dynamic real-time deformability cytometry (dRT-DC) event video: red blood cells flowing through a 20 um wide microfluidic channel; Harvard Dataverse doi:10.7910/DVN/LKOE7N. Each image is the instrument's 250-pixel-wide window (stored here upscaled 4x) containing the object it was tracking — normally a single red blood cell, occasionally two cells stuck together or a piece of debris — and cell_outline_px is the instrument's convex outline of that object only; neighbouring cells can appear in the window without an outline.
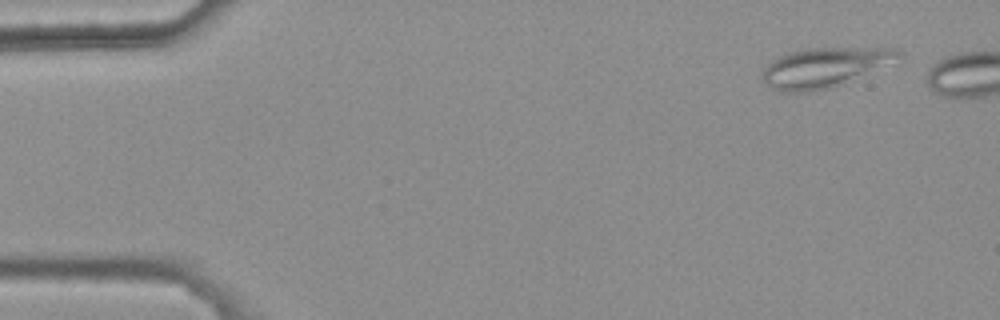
{"species": "common noctule bat (a hibernating species)", "species_latin": "Nyctalus noctula", "temperature_condition": "warm", "stored_images_in_passage": 5, "camera_frame_rate_fps": 3000, "um_per_image_px": 0.085, "animal": {"sex": "female", "body_mass_g": 25.1}, "frame": {"image": 1, "passage_image": 1, "time_ms": 0.0, "image_size_px": [1000, 320], "cell_outline_px": [[904, 60], [832, 88], [812, 92], [788, 92], [772, 88], [764, 84], [760, 80], [760, 76], [764, 68], [772, 60], [788, 52], [808, 48], [896, 48], [904, 52]], "centroid_in_image_um": [70.18, 5.73], "position_along_channel_um": 14.8, "area_um2": 32.31}}